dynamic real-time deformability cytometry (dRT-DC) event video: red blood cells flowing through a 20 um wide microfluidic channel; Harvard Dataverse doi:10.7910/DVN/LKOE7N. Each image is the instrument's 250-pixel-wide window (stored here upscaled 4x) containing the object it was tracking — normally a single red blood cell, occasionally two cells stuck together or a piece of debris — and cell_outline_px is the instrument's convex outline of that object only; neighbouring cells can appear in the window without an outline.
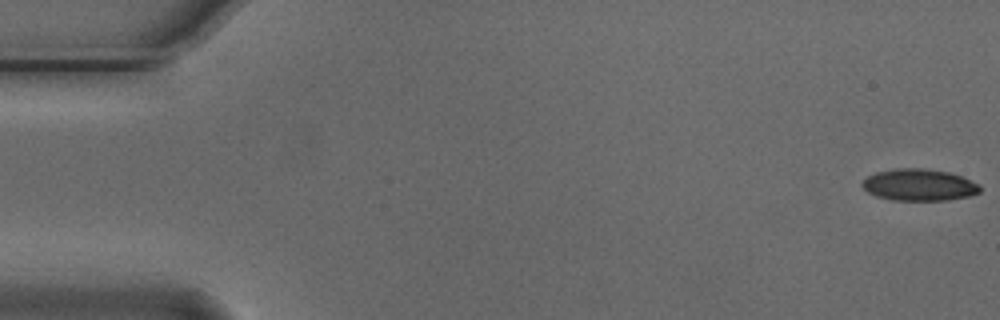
{"species": "Egyptian fruit bat (a non-hibernating species)", "species_latin": "Rousettus aegyptiacus", "temperature_condition": "cold", "stored_images_in_passage": 53, "camera_frame_rate_fps": 3000, "um_per_image_px": 0.085, "animal": {"sex": "male"}, "frame": {"image": 1, "passage_image": 1, "time_ms": 0.0, "image_size_px": [1000, 320], "cell_outline_px": [[980, 192], [972, 196], [948, 200], [892, 200], [876, 196], [868, 192], [860, 184], [868, 176], [876, 172], [896, 168], [924, 168], [948, 172], [960, 176], [980, 184]], "centroid_in_image_um": [78.13, 15.72], "position_along_channel_um": 6.9, "area_um2": 21.85}}
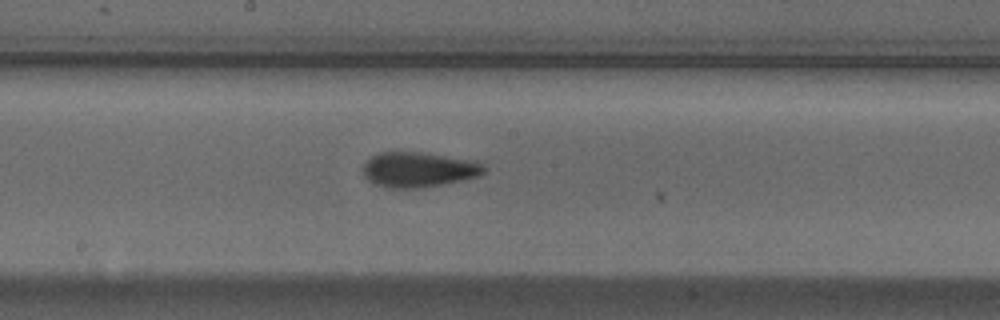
{"frame": {"image": 2, "passage_image": 29, "time_ms": 9.333, "image_size_px": [1000, 320], "cell_outline_px": [[488, 168], [480, 176], [464, 180], [416, 188], [388, 188], [372, 184], [364, 176], [360, 168], [364, 160], [380, 152], [420, 152], [476, 160], [484, 164]], "centroid_in_image_um": [35.55, 14.41], "position_along_channel_um": 212.6, "area_um2": 25.26}}
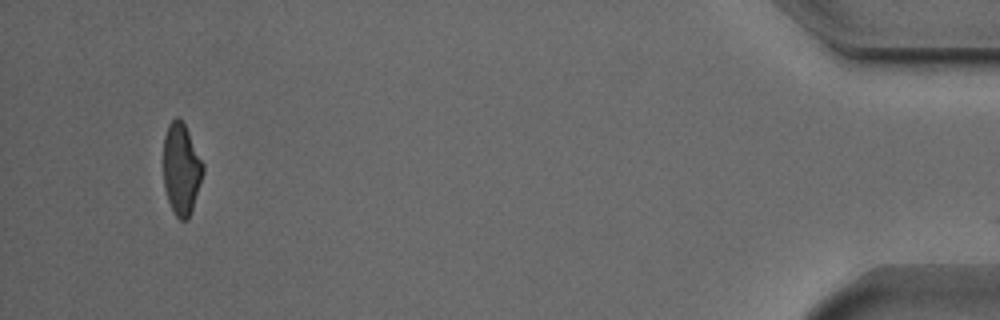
{"frame": {"image": 3, "passage_image": 52, "time_ms": 17.0, "image_size_px": [1000, 320], "cell_outline_px": [[204, 172], [188, 220], [180, 220], [176, 216], [168, 200], [164, 188], [164, 136], [168, 124], [176, 116], [180, 116], [204, 164]], "centroid_in_image_um": [15.41, 14.34], "position_along_channel_um": 419.8, "area_um2": 20.98}, "authors_computed_cell_mechanics": {"area_um2": 23.0622, "velocity_mm_per_s": 3.7547, "shape_relaxation_time_tau1_ms": 3.898, "shape_relaxation_time_tau2_ms": 3.8937, "deformation_change_tau1": 0.1444, "deformation_change_tau2": 0.1032}}